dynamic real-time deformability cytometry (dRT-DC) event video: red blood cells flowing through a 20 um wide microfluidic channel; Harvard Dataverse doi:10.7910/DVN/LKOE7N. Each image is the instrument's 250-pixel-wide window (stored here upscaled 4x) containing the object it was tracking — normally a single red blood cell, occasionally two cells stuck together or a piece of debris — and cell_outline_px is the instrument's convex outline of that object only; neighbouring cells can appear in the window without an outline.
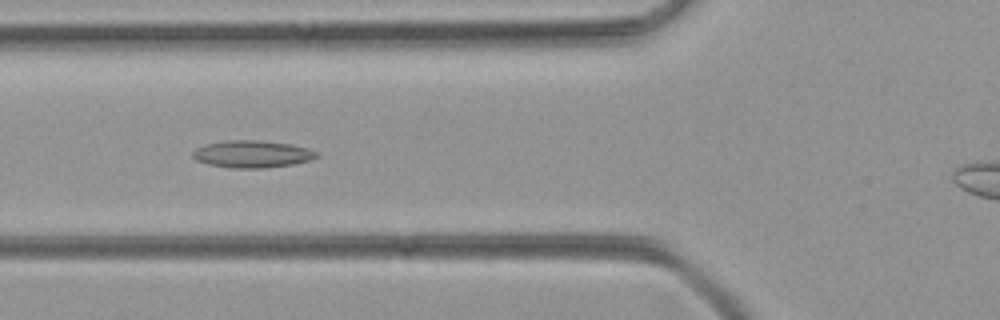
{"species": "common noctule bat (a hibernating species)", "species_latin": "Nyctalus noctula", "temperature_condition": "room temperature", "stored_images_in_passage": 44, "camera_frame_rate_fps": 3000, "um_per_image_px": 0.085, "animal": {"sex": "female", "body_mass_g": 21.9}, "frame": {"image": 1, "passage_image": 18, "time_ms": 5.667, "image_size_px": [1000, 320], "cell_outline_px": [[320, 156], [312, 160], [292, 164], [264, 168], [232, 168], [208, 164], [196, 160], [192, 156], [192, 152], [196, 148], [204, 144], [228, 140], [260, 140], [292, 144], [308, 148], [316, 152]], "centroid_in_image_um": [21.44, 13.09], "position_along_channel_um": 104.4, "area_um2": 19.77}}
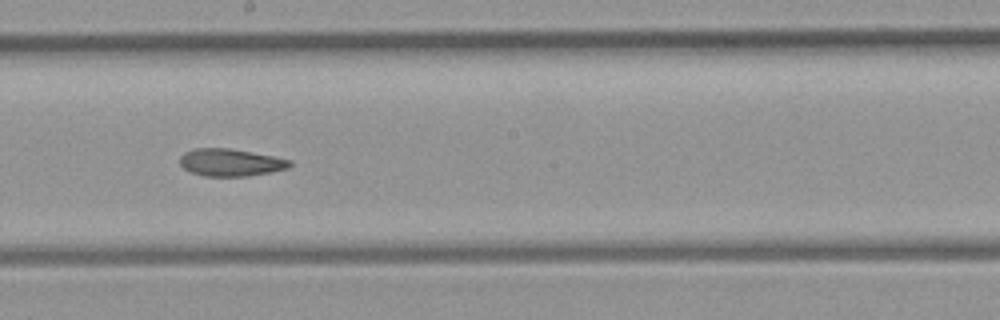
{"frame": {"image": 2, "passage_image": 27, "time_ms": 8.667, "image_size_px": [1000, 320], "cell_outline_px": [[292, 164], [288, 168], [248, 176], [204, 176], [192, 172], [184, 168], [180, 164], [180, 156], [184, 152], [196, 148], [228, 148], [272, 156], [292, 160]], "centroid_in_image_um": [19.58, 13.81], "position_along_channel_um": 228.6, "area_um2": 17.34}}
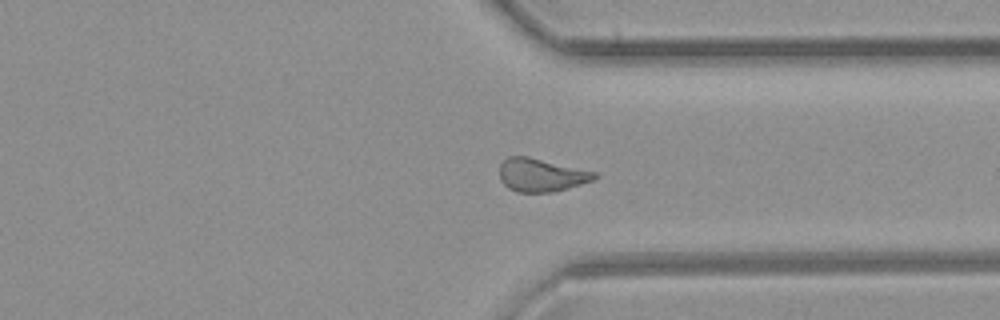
{"frame": {"image": 3, "passage_image": 37, "time_ms": 12.0, "image_size_px": [1000, 320], "cell_outline_px": [[600, 176], [592, 180], [580, 184], [552, 192], [516, 192], [508, 188], [500, 180], [500, 164], [508, 156], [528, 156], [596, 172]], "centroid_in_image_um": [45.98, 14.87], "position_along_channel_um": 365.4, "area_um2": 18.26}}